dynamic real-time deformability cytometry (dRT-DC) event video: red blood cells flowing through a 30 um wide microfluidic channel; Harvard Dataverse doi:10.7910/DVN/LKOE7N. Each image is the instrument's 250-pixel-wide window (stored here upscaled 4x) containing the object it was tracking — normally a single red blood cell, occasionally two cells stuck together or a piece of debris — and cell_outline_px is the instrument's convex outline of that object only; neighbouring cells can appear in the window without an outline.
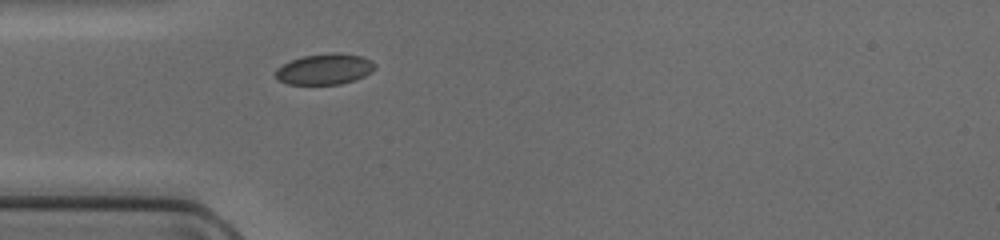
{"species": "common noctule bat (a hibernating species)", "species_latin": "Nyctalus noctula", "temperature_condition": "cold", "stored_images_in_passage": 35, "camera_frame_rate_fps": 3000, "um_per_image_px": 0.085, "animal": {"sex": "female", "body_mass_g": 17.0, "forearm_length_mm": 48.0}, "frame": {"image": 1, "passage_image": 1, "time_ms": 0.0, "image_size_px": [1000, 240], "cell_outline_px": [[376, 68], [372, 72], [364, 76], [340, 84], [288, 84], [276, 80], [276, 68], [292, 60], [304, 56], [328, 52], [340, 52], [360, 56], [372, 60], [376, 64]], "centroid_in_image_um": [27.61, 5.86], "position_along_channel_um": 57.4, "area_um2": 17.92}}
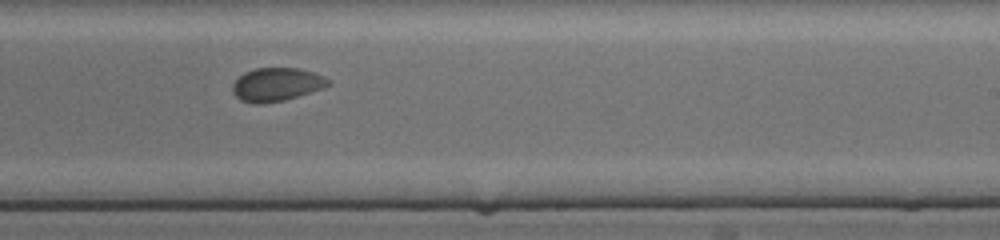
{"frame": {"image": 2, "passage_image": 16, "time_ms": 5.0, "image_size_px": [1000, 240], "cell_outline_px": [[332, 84], [324, 88], [284, 100], [264, 104], [252, 104], [240, 100], [232, 92], [232, 84], [244, 72], [256, 68], [300, 68], [324, 76], [332, 80]], "centroid_in_image_um": [23.52, 7.19], "position_along_channel_um": 265.5, "area_um2": 18.84}}
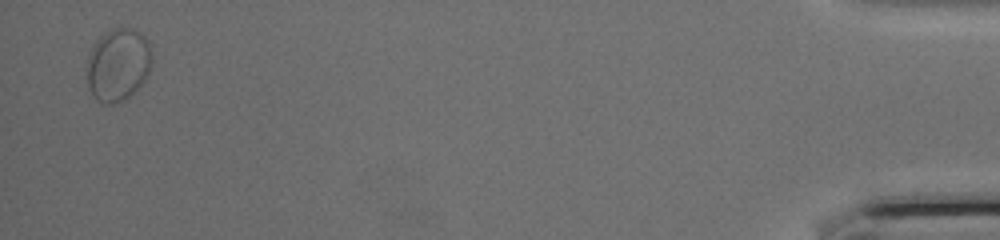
{"frame": {"image": 3, "passage_image": 34, "time_ms": 11.0, "image_size_px": [1000, 240], "cell_outline_px": [[152, 64], [144, 80], [124, 100], [112, 104], [104, 104], [96, 100], [92, 96], [88, 88], [88, 56], [96, 40], [104, 32], [112, 28], [132, 28], [140, 32], [148, 40], [152, 52]], "centroid_in_image_um": [10.04, 5.48], "position_along_channel_um": 425.2, "area_um2": 27.63}}